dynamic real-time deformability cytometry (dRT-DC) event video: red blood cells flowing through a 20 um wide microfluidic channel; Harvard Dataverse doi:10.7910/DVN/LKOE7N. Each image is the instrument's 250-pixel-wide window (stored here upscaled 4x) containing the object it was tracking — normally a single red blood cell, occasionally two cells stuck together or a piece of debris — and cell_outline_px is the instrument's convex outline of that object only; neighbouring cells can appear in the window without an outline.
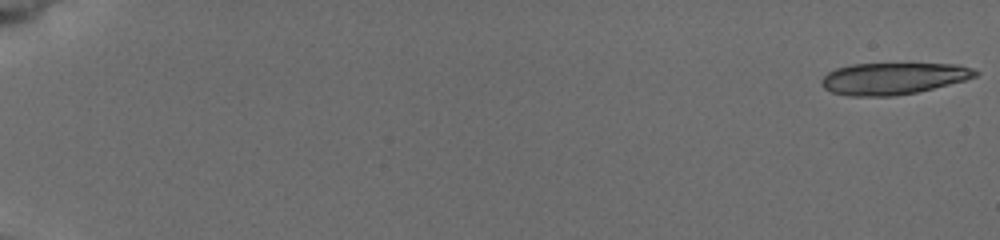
{"species": "common noctule bat (a hibernating species)", "species_latin": "Nyctalus noctula", "temperature_condition": "cold", "stored_images_in_passage": 30, "camera_frame_rate_fps": 3000, "um_per_image_px": 0.085, "animal": {"sex": "female", "body_mass_g": 19.5, "forearm_length_mm": 54.1}, "frame": {"image": 1, "passage_image": 1, "time_ms": 0.0, "image_size_px": [1000, 240], "cell_outline_px": [[980, 72], [976, 76], [964, 80], [916, 92], [892, 96], [852, 96], [832, 92], [824, 88], [820, 84], [820, 80], [828, 72], [836, 68], [852, 64], [960, 64], [972, 68]], "centroid_in_image_um": [75.9, 6.66], "position_along_channel_um": 9.1, "area_um2": 28.26}}
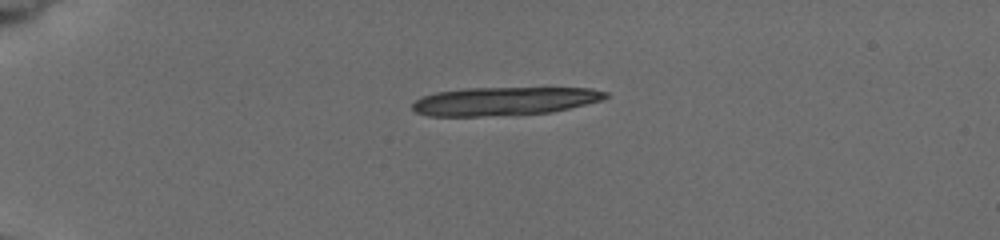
{"frame": {"image": 2, "passage_image": 15, "time_ms": 4.667, "image_size_px": [1000, 240], "cell_outline_px": [[608, 96], [600, 100], [552, 112], [480, 116], [428, 116], [416, 112], [412, 108], [412, 104], [416, 100], [424, 96], [436, 92], [464, 88], [592, 88], [608, 92]], "centroid_in_image_um": [42.83, 8.59], "position_along_channel_um": 42.2, "area_um2": 31.62}}